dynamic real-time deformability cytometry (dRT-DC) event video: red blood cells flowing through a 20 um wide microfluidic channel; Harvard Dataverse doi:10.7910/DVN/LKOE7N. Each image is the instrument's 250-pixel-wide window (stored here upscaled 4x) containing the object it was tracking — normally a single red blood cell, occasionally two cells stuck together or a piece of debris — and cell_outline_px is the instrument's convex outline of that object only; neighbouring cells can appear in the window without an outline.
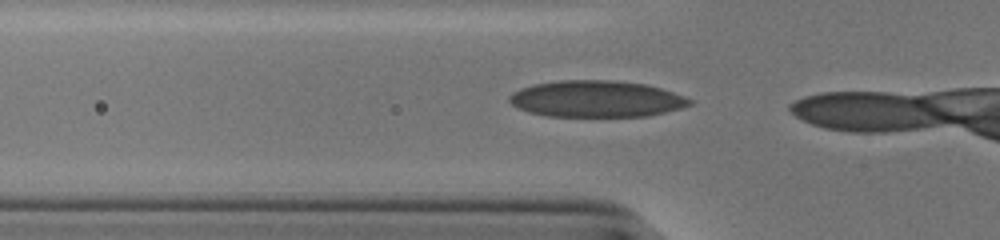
{"species": "human", "species_latin": "Homo sapiens", "temperature_condition": "cold", "stored_images_in_passage": 7, "camera_frame_rate_fps": 3000, "um_per_image_px": 0.085, "donor": {"sex": "male"}, "frame": {"image": 1, "passage_image": 2, "time_ms": 0.333, "image_size_px": [1000, 240], "cell_outline_px": [[692, 104], [680, 108], [648, 116], [548, 116], [528, 112], [516, 108], [508, 100], [508, 96], [512, 92], [520, 88], [532, 84], [560, 80], [612, 80], [644, 84], [660, 88], [684, 96], [692, 100]], "centroid_in_image_um": [50.63, 8.4], "position_along_channel_um": 75.2, "area_um2": 38.38}}
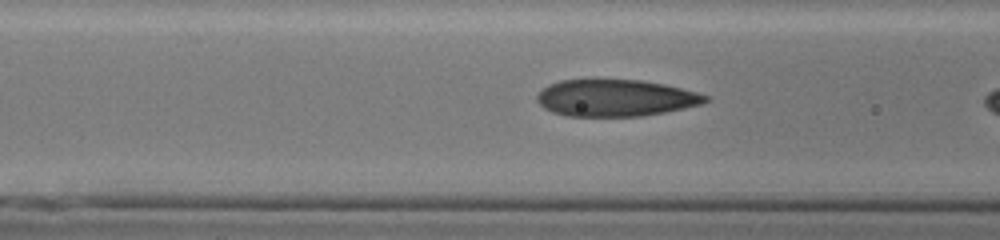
{"frame": {"image": 2, "passage_image": 5, "time_ms": 1.333, "image_size_px": [1000, 240], "cell_outline_px": [[712, 100], [700, 104], [684, 108], [664, 112], [640, 116], [568, 116], [552, 112], [544, 108], [536, 100], [536, 96], [548, 84], [560, 80], [640, 80], [664, 84], [696, 92], [708, 96]], "centroid_in_image_um": [52.31, 8.33], "position_along_channel_um": 114.3, "area_um2": 35.95}}